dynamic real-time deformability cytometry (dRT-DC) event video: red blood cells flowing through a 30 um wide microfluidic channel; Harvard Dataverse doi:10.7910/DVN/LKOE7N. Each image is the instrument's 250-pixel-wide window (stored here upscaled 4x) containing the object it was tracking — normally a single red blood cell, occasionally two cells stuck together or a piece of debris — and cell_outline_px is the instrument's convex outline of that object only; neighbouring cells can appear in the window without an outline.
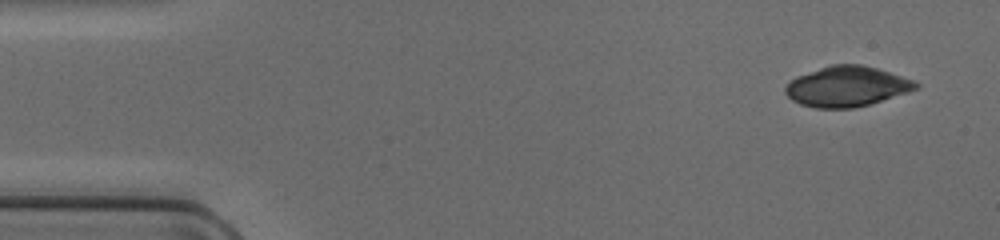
{"species": "common noctule bat (a hibernating species)", "species_latin": "Nyctalus noctula", "temperature_condition": "cold", "stored_images_in_passage": 45, "camera_frame_rate_fps": 3000, "um_per_image_px": 0.085, "animal": {"sex": "female", "body_mass_g": 17.0, "forearm_length_mm": 48.0}, "frame": {"image": 1, "passage_image": 1, "time_ms": 0.0, "image_size_px": [1000, 240], "cell_outline_px": [[920, 88], [908, 92], [868, 104], [852, 108], [816, 108], [800, 104], [792, 100], [784, 92], [784, 88], [796, 76], [832, 64], [860, 64], [876, 68], [912, 80], [920, 84]], "centroid_in_image_um": [71.96, 7.35], "position_along_channel_um": 13.0, "area_um2": 30.29}}